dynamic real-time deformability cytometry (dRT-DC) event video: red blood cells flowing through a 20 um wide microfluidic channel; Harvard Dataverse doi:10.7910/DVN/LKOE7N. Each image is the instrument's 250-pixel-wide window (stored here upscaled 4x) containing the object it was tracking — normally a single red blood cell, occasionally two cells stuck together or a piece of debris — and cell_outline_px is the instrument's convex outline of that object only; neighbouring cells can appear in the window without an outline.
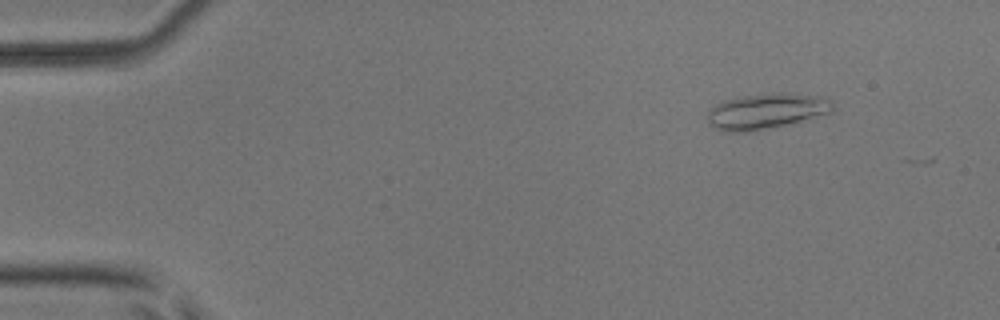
{"species": "common noctule bat (a hibernating species)", "species_latin": "Nyctalus noctula", "temperature_condition": "room temperature", "stored_images_in_passage": 10, "camera_frame_rate_fps": 3000, "um_per_image_px": 0.085, "animal": {"sex": "male", "body_mass_g": 17.9, "forearm_length_mm": 54.2}, "frame": {"image": 1, "passage_image": 1, "time_ms": 0.0, "image_size_px": [1000, 320], "cell_outline_px": [[832, 112], [784, 124], [748, 132], [724, 132], [712, 128], [708, 124], [708, 112], [716, 104], [724, 100], [744, 96], [768, 92], [780, 92], [824, 96], [832, 100]], "centroid_in_image_um": [65.1, 9.43], "position_along_channel_um": 19.9, "area_um2": 25.89}}